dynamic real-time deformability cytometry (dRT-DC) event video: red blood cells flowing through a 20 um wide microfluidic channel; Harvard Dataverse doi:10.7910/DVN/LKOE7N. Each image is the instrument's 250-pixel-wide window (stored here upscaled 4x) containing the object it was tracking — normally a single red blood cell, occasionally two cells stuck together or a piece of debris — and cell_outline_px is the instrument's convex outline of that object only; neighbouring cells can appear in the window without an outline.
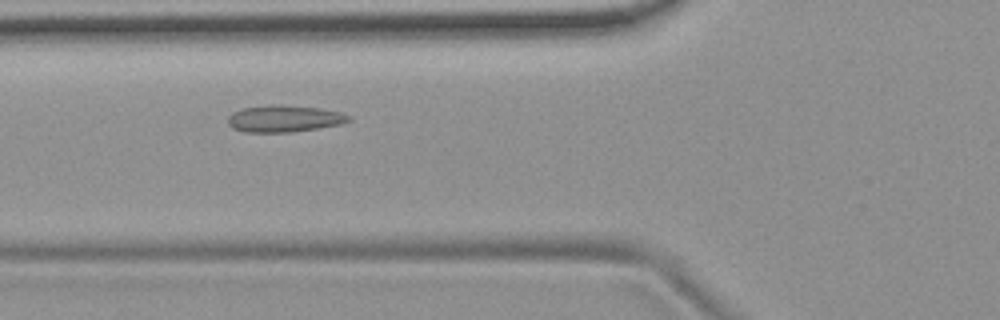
{"species": "common noctule bat (a hibernating species)", "species_latin": "Nyctalus noctula", "temperature_condition": "room temperature", "stored_images_in_passage": 47, "camera_frame_rate_fps": 3000, "um_per_image_px": 0.085, "animal": {"sex": "female", "body_mass_g": 19.9}, "frame": {"image": 1, "passage_image": 13, "time_ms": 4.0, "image_size_px": [1000, 320], "cell_outline_px": [[352, 120], [340, 124], [292, 132], [244, 132], [232, 128], [228, 124], [228, 116], [232, 112], [244, 108], [272, 104], [280, 104], [324, 108], [340, 112], [352, 116]], "centroid_in_image_um": [24.17, 10.07], "position_along_channel_um": 101.6, "area_um2": 19.07}}
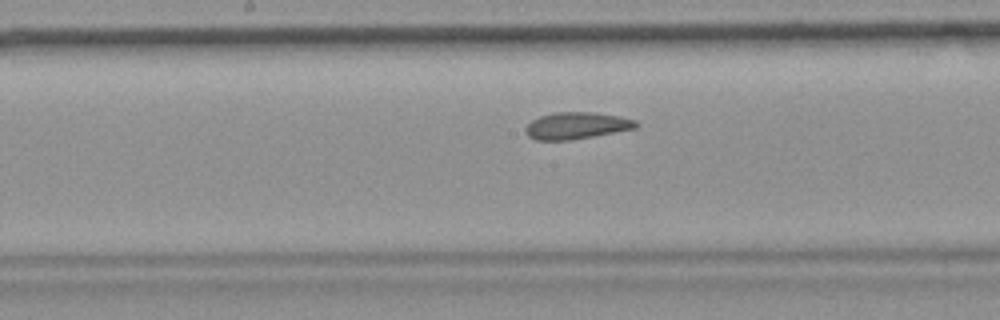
{"frame": {"image": 2, "passage_image": 21, "time_ms": 6.667, "image_size_px": [1000, 320], "cell_outline_px": [[640, 124], [636, 128], [592, 136], [568, 140], [536, 140], [528, 136], [524, 132], [524, 128], [532, 120], [540, 116], [556, 112], [592, 112], [620, 116], [636, 120]], "centroid_in_image_um": [48.99, 10.67], "position_along_channel_um": 199.2, "area_um2": 17.22}}
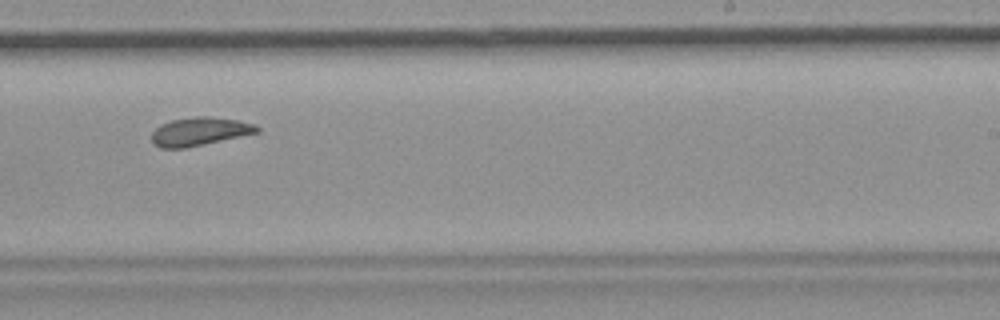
{"frame": {"image": 3, "passage_image": 27, "time_ms": 8.667, "image_size_px": [1000, 320], "cell_outline_px": [[260, 132], [204, 144], [184, 148], [160, 148], [152, 140], [152, 132], [160, 124], [172, 120], [196, 116], [212, 116], [236, 120], [256, 124], [260, 128]], "centroid_in_image_um": [16.99, 11.16], "position_along_channel_um": 272.0, "area_um2": 17.34}, "authors_computed_cell_mechanics": {"area_um2": 18.0336, "velocity_mm_per_s": 3.6645, "shape_relaxation_time_tau1_ms": null, "shape_relaxation_time_tau2_ms": 2.4752, "deformation_change_tau1": null, "deformation_change_tau2": 0.0781}}